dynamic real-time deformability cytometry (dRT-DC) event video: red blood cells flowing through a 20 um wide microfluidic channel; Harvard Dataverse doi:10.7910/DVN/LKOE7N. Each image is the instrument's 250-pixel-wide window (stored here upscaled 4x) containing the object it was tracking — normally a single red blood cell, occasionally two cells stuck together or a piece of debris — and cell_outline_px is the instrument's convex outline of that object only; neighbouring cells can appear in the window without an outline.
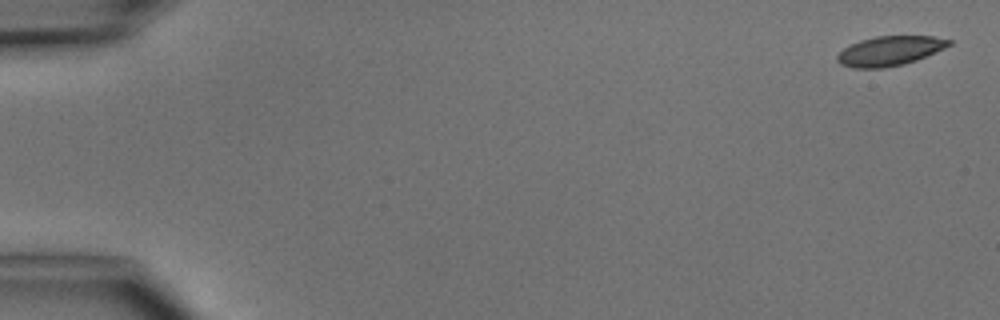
{"species": "common noctule bat (a hibernating species)", "species_latin": "Nyctalus noctula", "temperature_condition": "cold", "stored_images_in_passage": 4, "camera_frame_rate_fps": 3000, "um_per_image_px": 0.085, "animal": {"sex": "male", "body_mass_g": 15.6}, "frame": {"image": 1, "passage_image": 1, "time_ms": 0.0, "image_size_px": [1000, 320], "cell_outline_px": [[952, 44], [944, 48], [916, 60], [904, 64], [884, 68], [852, 68], [840, 64], [836, 60], [836, 56], [844, 48], [860, 40], [876, 36], [932, 36], [952, 40]], "centroid_in_image_um": [75.61, 4.33], "position_along_channel_um": 9.4, "area_um2": 19.19}}
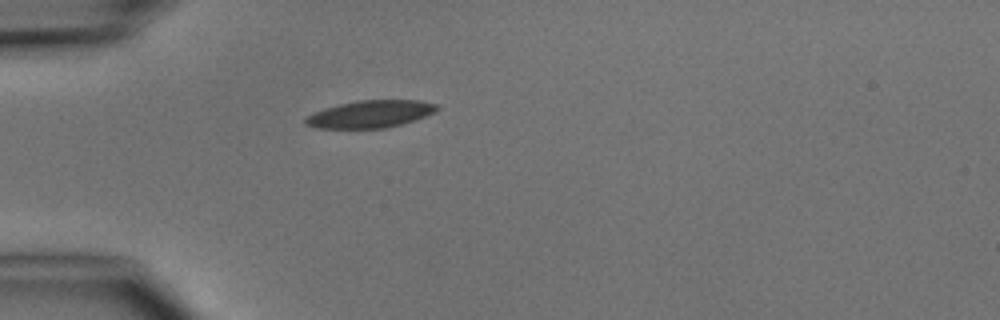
{"frame": {"image": 2, "passage_image": 4, "time_ms": 4.333, "image_size_px": [1000, 320], "cell_outline_px": [[440, 108], [436, 112], [416, 120], [384, 128], [316, 128], [304, 124], [304, 120], [312, 112], [324, 108], [340, 104], [360, 100], [420, 100], [436, 104]], "centroid_in_image_um": [31.49, 9.69], "position_along_channel_um": 53.5, "area_um2": 20.98}}